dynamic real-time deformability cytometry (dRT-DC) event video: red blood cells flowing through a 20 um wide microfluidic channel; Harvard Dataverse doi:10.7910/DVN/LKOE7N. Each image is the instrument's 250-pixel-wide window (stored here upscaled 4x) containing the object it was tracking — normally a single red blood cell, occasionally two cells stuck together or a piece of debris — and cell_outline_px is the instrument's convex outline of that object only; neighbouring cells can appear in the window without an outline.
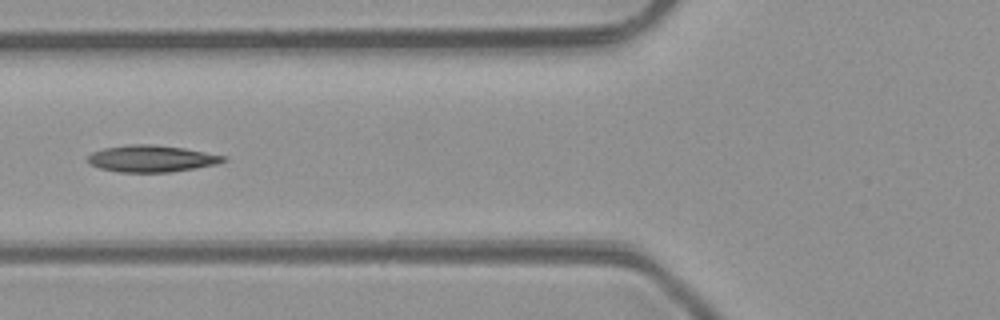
{"species": "common noctule bat (a hibernating species)", "species_latin": "Nyctalus noctula", "temperature_condition": "room temperature", "stored_images_in_passage": 4, "camera_frame_rate_fps": 3000, "um_per_image_px": 0.085, "animal": {"sex": "male", "body_mass_g": 23.1, "forearm_length_mm": 52.7}, "frame": {"image": 1, "passage_image": 4, "time_ms": 3.333, "image_size_px": [1000, 320], "cell_outline_px": [[228, 160], [216, 164], [196, 168], [168, 172], [116, 172], [100, 168], [92, 164], [88, 160], [88, 156], [92, 152], [104, 148], [128, 144], [152, 144], [184, 148], [224, 156]], "centroid_in_image_um": [12.87, 13.48], "position_along_channel_um": 112.9, "area_um2": 20.98}}